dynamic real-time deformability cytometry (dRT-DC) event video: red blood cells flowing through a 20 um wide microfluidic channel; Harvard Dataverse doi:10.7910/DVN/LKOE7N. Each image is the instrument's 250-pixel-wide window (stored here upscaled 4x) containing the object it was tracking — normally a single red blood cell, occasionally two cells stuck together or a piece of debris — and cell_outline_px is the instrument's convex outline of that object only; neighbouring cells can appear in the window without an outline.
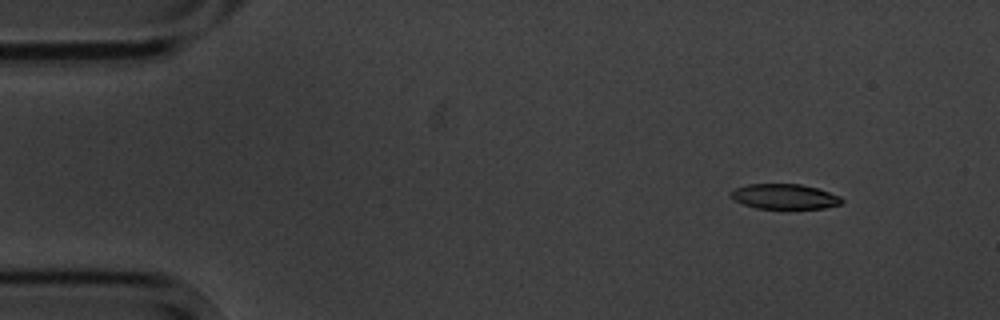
{"species": "common noctule bat (a hibernating species)", "species_latin": "Nyctalus noctula", "temperature_condition": "cold", "stored_images_in_passage": 5, "camera_frame_rate_fps": 3000, "um_per_image_px": 0.085, "animal": {"sex": "male", "body_mass_g": 20.1, "forearm_length_mm": 53.5}, "frame": {"image": 1, "passage_image": 2, "time_ms": 1.333, "image_size_px": [1000, 320], "cell_outline_px": [[844, 200], [840, 204], [824, 208], [756, 208], [744, 204], [736, 200], [728, 192], [736, 188], [748, 184], [800, 184], [816, 188], [840, 196]], "centroid_in_image_um": [66.69, 16.7], "position_along_channel_um": 18.3, "area_um2": 15.95}}
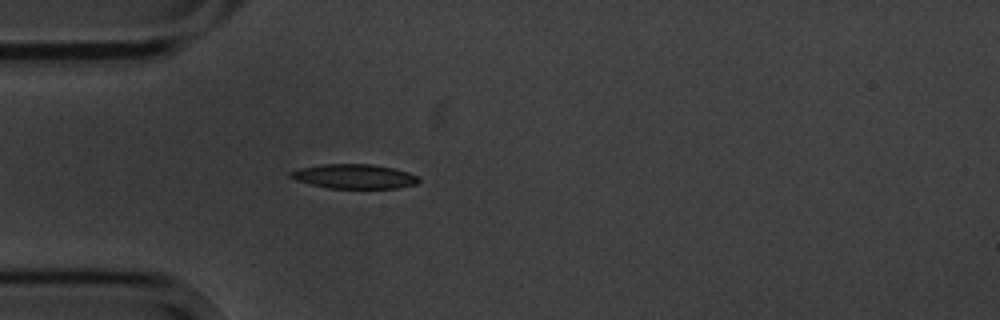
{"frame": {"image": 2, "passage_image": 5, "time_ms": 4.667, "image_size_px": [1000, 320], "cell_outline_px": [[420, 180], [416, 184], [396, 188], [328, 188], [296, 180], [288, 176], [288, 172], [300, 168], [320, 164], [372, 164], [392, 168], [408, 172], [420, 176]], "centroid_in_image_um": [30.11, 14.99], "position_along_channel_um": 54.9, "area_um2": 18.26}}